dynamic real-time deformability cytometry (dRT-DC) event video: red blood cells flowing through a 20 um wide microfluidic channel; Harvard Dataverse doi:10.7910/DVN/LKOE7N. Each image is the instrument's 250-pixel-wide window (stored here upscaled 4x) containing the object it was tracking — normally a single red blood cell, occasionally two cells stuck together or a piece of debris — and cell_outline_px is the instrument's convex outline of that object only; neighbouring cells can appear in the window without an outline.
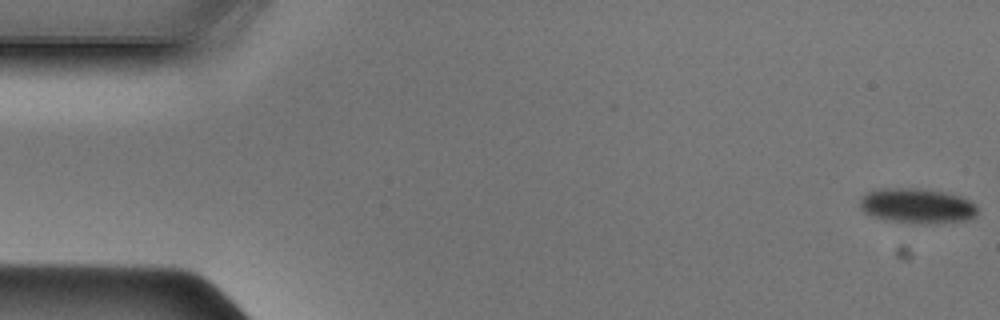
{"species": "Egyptian fruit bat (a non-hibernating species)", "species_latin": "Rousettus aegyptiacus", "temperature_condition": "cold", "stored_images_in_passage": 48, "camera_frame_rate_fps": 3000, "um_per_image_px": 0.085, "animal": {"sex": "male"}, "frame": {"image": 1, "passage_image": 1, "time_ms": 0.0, "image_size_px": [1000, 320], "cell_outline_px": [[976, 216], [968, 220], [936, 224], [912, 224], [888, 220], [872, 216], [864, 212], [860, 208], [860, 200], [868, 192], [880, 188], [916, 188], [944, 192], [960, 196], [976, 204]], "centroid_in_image_um": [77.96, 17.52], "position_along_channel_um": 7.0, "area_um2": 24.22}}
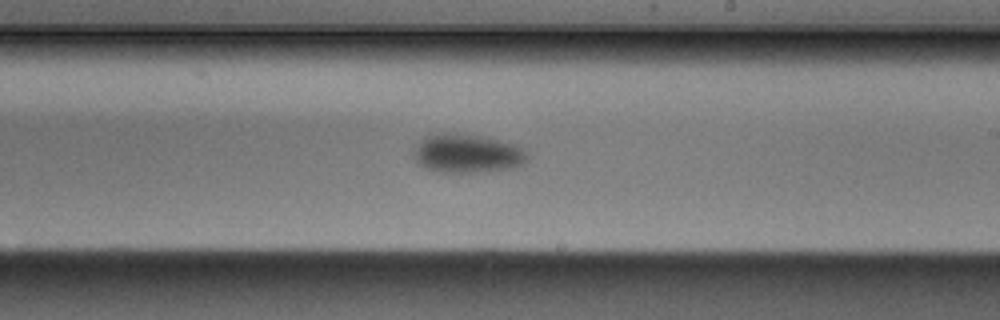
{"frame": {"image": 2, "passage_image": 28, "time_ms": 9.0, "image_size_px": [1000, 320], "cell_outline_px": [[532, 156], [524, 164], [512, 168], [488, 172], [436, 172], [420, 164], [416, 160], [416, 144], [424, 136], [440, 132], [476, 136], [516, 144]], "centroid_in_image_um": [39.77, 13.06], "position_along_channel_um": 249.2, "area_um2": 25.61}}
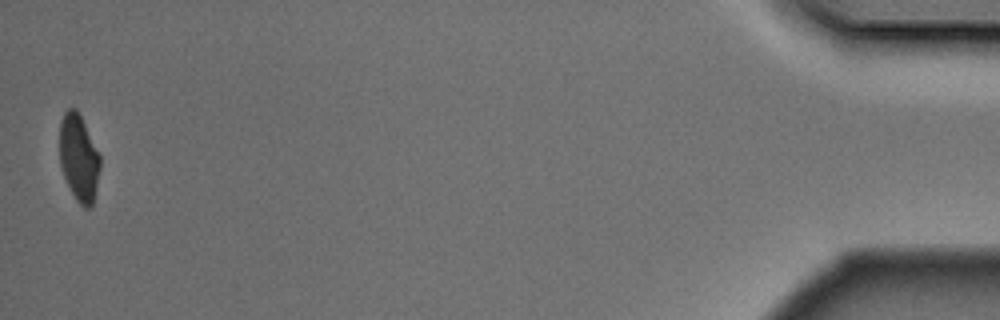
{"frame": {"image": 3, "passage_image": 48, "time_ms": 15.667, "image_size_px": [1000, 320], "cell_outline_px": [[100, 168], [92, 204], [88, 208], [84, 208], [76, 200], [64, 176], [60, 164], [60, 120], [64, 112], [68, 108], [76, 108], [100, 156]], "centroid_in_image_um": [6.68, 13.4], "position_along_channel_um": 428.5, "area_um2": 20.06}}